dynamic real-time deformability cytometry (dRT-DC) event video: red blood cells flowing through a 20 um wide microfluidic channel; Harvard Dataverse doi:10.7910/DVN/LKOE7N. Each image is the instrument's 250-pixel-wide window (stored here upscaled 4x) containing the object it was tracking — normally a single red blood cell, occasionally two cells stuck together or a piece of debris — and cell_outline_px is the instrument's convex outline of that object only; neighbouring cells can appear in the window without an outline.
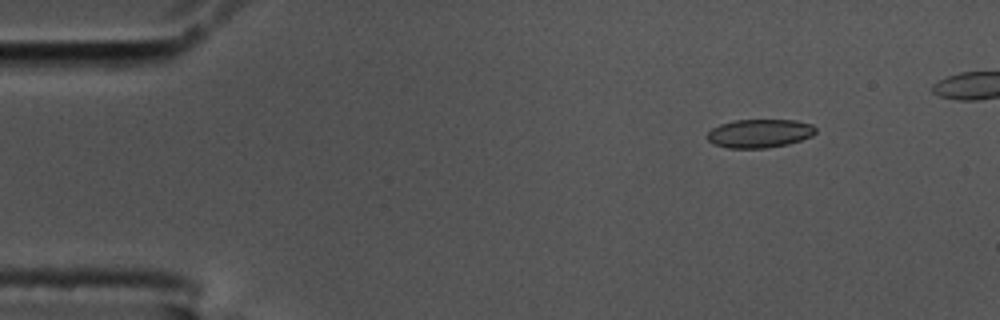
{"species": "common noctule bat (a hibernating species)", "species_latin": "Nyctalus noctula", "temperature_condition": "cold", "stored_images_in_passage": 46, "camera_frame_rate_fps": 3000, "um_per_image_px": 0.085, "animal": {"sex": "male", "body_mass_g": 17.5, "forearm_length_mm": 52.3}, "frame": {"image": 1, "passage_image": 1, "time_ms": 0.0, "image_size_px": [1000, 320], "cell_outline_px": [[816, 132], [812, 136], [788, 144], [768, 148], [728, 148], [716, 144], [708, 140], [704, 136], [712, 128], [720, 124], [736, 120], [796, 120], [812, 124], [816, 128]], "centroid_in_image_um": [64.57, 11.34], "position_along_channel_um": 20.4, "area_um2": 18.09}}
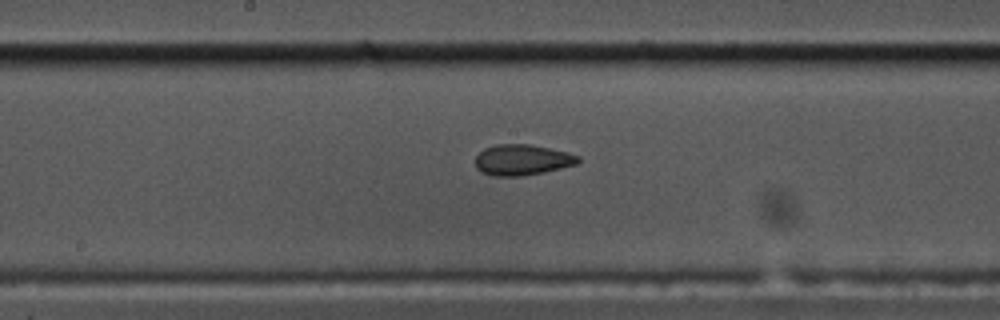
{"frame": {"image": 2, "passage_image": 23, "time_ms": 7.333, "image_size_px": [1000, 320], "cell_outline_px": [[580, 160], [576, 164], [544, 172], [520, 176], [492, 176], [480, 172], [476, 168], [476, 156], [484, 148], [496, 144], [528, 144], [568, 152], [580, 156]], "centroid_in_image_um": [44.36, 13.59], "position_along_channel_um": 203.8, "area_um2": 18.44}}
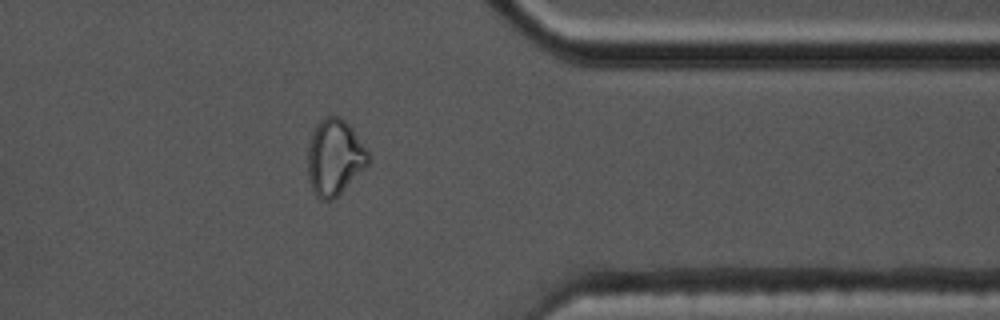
{"frame": {"image": 3, "passage_image": 39, "time_ms": 12.667, "image_size_px": [1000, 320], "cell_outline_px": [[368, 164], [332, 200], [320, 200], [316, 196], [308, 180], [308, 144], [312, 132], [316, 124], [324, 116], [340, 116], [352, 128], [368, 152]], "centroid_in_image_um": [28.4, 13.35], "position_along_channel_um": 383.0, "area_um2": 26.47}, "authors_computed_cell_mechanics": {"area_um2": 18.6116, "velocity_mm_per_s": 3.5854, "shape_relaxation_time_tau1_ms": null, "shape_relaxation_time_tau2_ms": 2.1067, "deformation_change_tau1": null, "deformation_change_tau2": 0.0825}}